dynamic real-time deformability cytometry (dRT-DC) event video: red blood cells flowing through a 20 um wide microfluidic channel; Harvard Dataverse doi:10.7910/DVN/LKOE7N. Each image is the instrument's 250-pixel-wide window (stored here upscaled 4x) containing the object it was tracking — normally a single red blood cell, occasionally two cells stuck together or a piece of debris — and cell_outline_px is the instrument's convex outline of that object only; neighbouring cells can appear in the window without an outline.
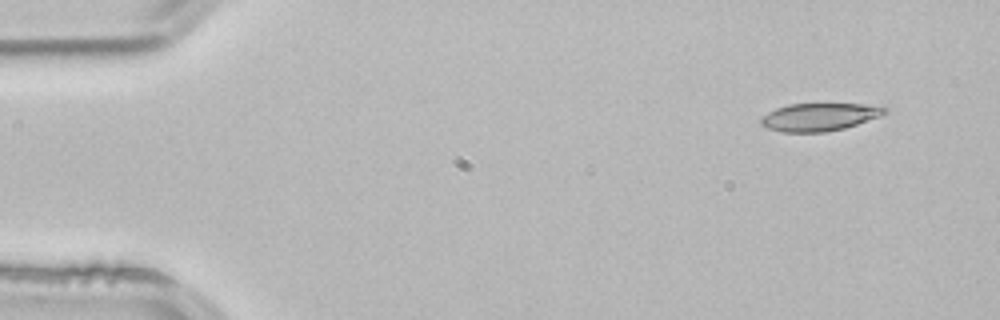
{"species": "common noctule bat (a hibernating species)", "species_latin": "Nyctalus noctula", "temperature_condition": "room temperature", "stored_images_in_passage": 4, "segment_of_instrument_passage": [2, 2], "camera_frame_rate_fps": 3000, "um_per_image_px": 0.085, "animal": {"sex": "male", "body_mass_g": 21.5, "forearm_length_mm": 52.0}, "frame": {"image": 1, "passage_image": 4, "time_ms": 1.0, "image_size_px": [1000, 320], "cell_outline_px": [[888, 112], [880, 116], [844, 128], [824, 132], [780, 132], [768, 128], [760, 124], [760, 120], [768, 112], [776, 108], [788, 104], [864, 104], [888, 108]], "centroid_in_image_um": [69.63, 9.94], "position_along_channel_um": 15.4, "area_um2": 19.88}}